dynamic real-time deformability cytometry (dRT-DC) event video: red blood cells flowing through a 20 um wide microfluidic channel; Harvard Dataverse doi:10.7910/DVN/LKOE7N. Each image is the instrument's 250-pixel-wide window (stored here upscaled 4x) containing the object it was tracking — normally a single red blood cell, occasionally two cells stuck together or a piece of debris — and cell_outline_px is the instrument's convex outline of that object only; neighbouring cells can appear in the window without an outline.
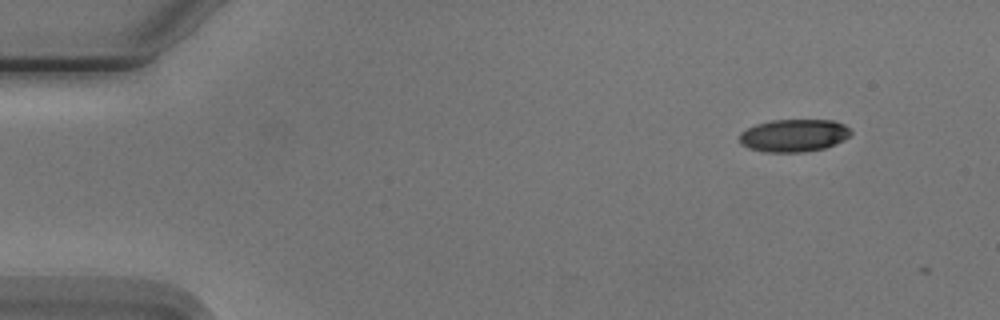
{"species": "Egyptian fruit bat (a non-hibernating species)", "species_latin": "Rousettus aegyptiacus", "temperature_condition": "cold", "stored_images_in_passage": 5, "segment_of_instrument_passage": [2, 2], "camera_frame_rate_fps": 3000, "um_per_image_px": 0.085, "animal": {"sex": "male"}, "frame": {"image": 1, "passage_image": 5, "time_ms": 4.667, "image_size_px": [1000, 320], "cell_outline_px": [[852, 132], [844, 140], [836, 144], [824, 148], [804, 152], [764, 152], [748, 148], [740, 144], [740, 132], [756, 124], [772, 120], [832, 120], [844, 124]], "centroid_in_image_um": [67.47, 11.52], "position_along_channel_um": 17.5, "area_um2": 21.21}}